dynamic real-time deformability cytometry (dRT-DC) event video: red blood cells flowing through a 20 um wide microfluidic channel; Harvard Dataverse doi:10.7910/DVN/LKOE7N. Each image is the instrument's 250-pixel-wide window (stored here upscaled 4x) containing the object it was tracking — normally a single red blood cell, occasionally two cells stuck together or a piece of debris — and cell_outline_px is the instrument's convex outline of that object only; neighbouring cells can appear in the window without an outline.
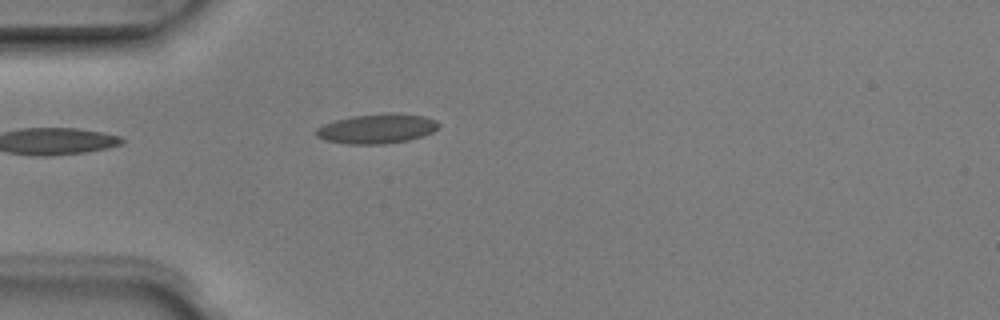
{"species": "Egyptian fruit bat (a non-hibernating species)", "species_latin": "Rousettus aegyptiacus", "temperature_condition": "room temperature", "stored_images_in_passage": 1, "camera_frame_rate_fps": 3000, "um_per_image_px": 0.085, "animal": {"sex": "male"}, "frame": {"image": 1, "passage_image": 1, "time_ms": 0.0, "image_size_px": [1000, 320], "cell_outline_px": [[440, 124], [432, 132], [408, 140], [384, 144], [348, 144], [324, 140], [316, 136], [316, 128], [324, 124], [336, 120], [352, 116], [388, 112], [392, 112], [424, 116], [436, 120]], "centroid_in_image_um": [32.02, 10.93], "position_along_channel_um": 53.0, "area_um2": 21.15}}